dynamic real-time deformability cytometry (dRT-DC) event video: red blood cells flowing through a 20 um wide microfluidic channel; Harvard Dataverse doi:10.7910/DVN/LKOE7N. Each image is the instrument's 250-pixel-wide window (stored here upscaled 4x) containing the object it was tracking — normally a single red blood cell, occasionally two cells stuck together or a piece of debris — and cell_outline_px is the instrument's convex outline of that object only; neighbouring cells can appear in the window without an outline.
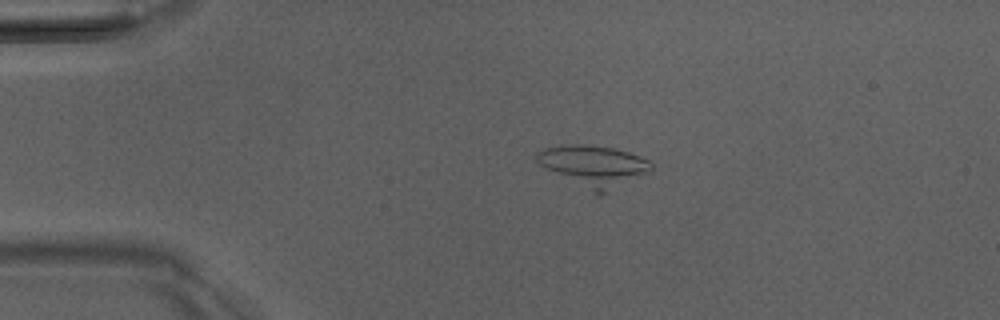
{"species": "Egyptian fruit bat (a non-hibernating species)", "species_latin": "Rousettus aegyptiacus", "temperature_condition": "room temperature", "stored_images_in_passage": 17, "camera_frame_rate_fps": 3000, "um_per_image_px": 0.085, "animal": {"sex": "male"}, "frame": {"image": 1, "passage_image": 8, "time_ms": 2.333, "image_size_px": [1000, 320], "cell_outline_px": [[652, 168], [648, 172], [600, 196], [596, 196], [544, 168], [536, 160], [536, 152], [544, 148], [560, 144], [588, 144], [612, 148], [628, 152], [640, 156], [648, 160], [652, 164]], "centroid_in_image_um": [50.41, 14.11], "position_along_channel_um": 34.6, "area_um2": 27.74}}